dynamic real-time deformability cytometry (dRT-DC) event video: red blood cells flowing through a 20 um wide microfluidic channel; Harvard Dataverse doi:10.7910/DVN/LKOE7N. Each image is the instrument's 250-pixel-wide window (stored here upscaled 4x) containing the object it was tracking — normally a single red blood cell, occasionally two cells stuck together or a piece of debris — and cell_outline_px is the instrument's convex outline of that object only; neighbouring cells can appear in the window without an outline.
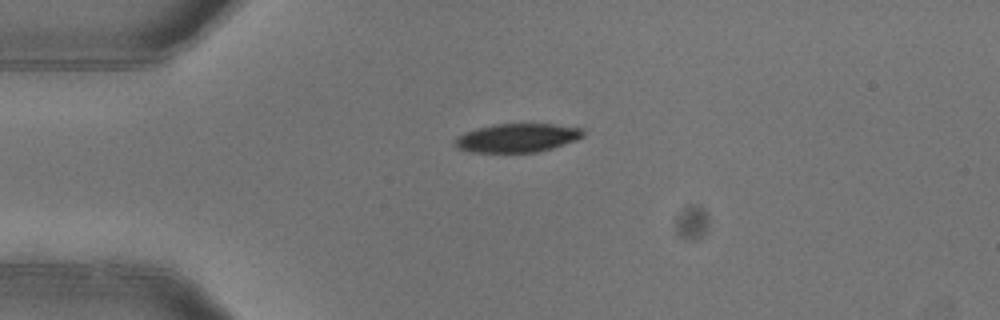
{"species": "common noctule bat (a hibernating species)", "species_latin": "Nyctalus noctula", "temperature_condition": "warm", "stored_images_in_passage": 2, "camera_frame_rate_fps": 3000, "um_per_image_px": 0.085, "animal": {"sex": "female"}, "frame": {"image": 1, "passage_image": 1, "time_ms": 0.0, "image_size_px": [1000, 320], "cell_outline_px": [[584, 136], [576, 140], [552, 148], [536, 152], [472, 152], [456, 148], [452, 144], [456, 136], [464, 132], [492, 124], [552, 124], [584, 128]], "centroid_in_image_um": [43.93, 11.71], "position_along_channel_um": 41.1, "area_um2": 21.56}}